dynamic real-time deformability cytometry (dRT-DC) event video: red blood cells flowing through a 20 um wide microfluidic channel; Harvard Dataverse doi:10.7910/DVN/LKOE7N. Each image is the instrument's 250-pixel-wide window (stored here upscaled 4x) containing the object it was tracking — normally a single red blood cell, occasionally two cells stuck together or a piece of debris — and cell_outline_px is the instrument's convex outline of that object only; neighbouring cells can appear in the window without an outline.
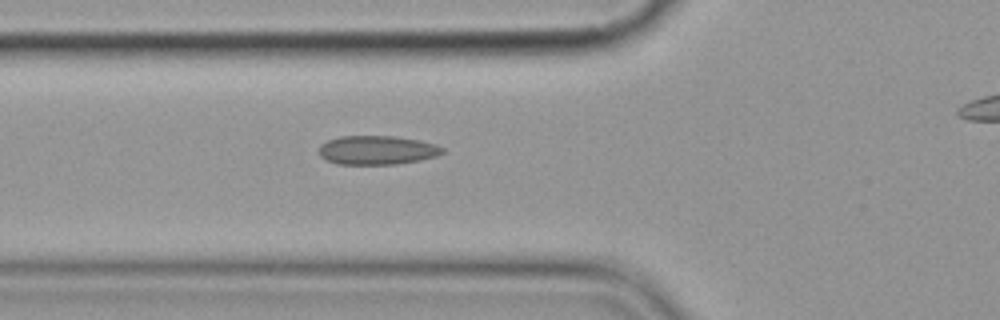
{"species": "common noctule bat (a hibernating species)", "species_latin": "Nyctalus noctula", "temperature_condition": "cold", "stored_images_in_passage": 4, "segment_of_instrument_passage": [1, 2], "camera_frame_rate_fps": 3000, "um_per_image_px": 0.085, "animal": {"sex": "female", "body_mass_g": 19.9}, "frame": {"image": 1, "passage_image": 3, "time_ms": 2.333, "image_size_px": [1000, 320], "cell_outline_px": [[444, 152], [436, 156], [420, 160], [396, 164], [336, 164], [324, 160], [320, 156], [320, 144], [328, 140], [340, 136], [396, 136], [420, 140], [436, 144], [444, 148]], "centroid_in_image_um": [32.05, 12.76], "position_along_channel_um": 93.8, "area_um2": 20.98}}